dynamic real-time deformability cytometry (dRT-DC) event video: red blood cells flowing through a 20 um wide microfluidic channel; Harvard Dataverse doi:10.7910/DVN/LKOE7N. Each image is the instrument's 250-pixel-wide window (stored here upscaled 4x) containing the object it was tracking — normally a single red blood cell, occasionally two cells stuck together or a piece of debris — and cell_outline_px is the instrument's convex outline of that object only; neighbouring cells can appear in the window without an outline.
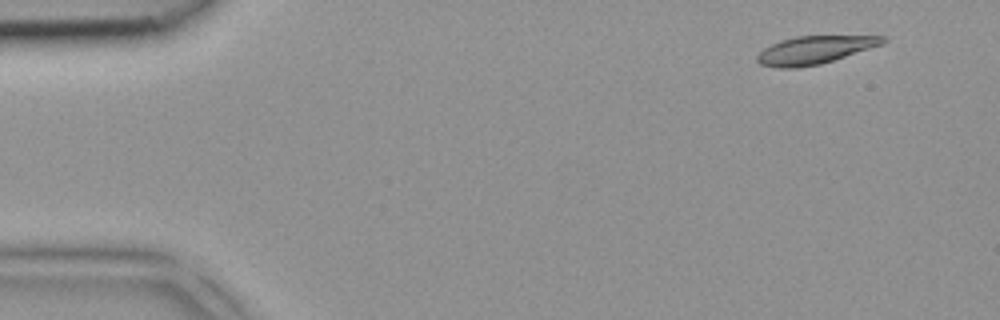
{"species": "common noctule bat (a hibernating species)", "species_latin": "Nyctalus noctula", "temperature_condition": "room temperature", "stored_images_in_passage": 4, "camera_frame_rate_fps": 3000, "um_per_image_px": 0.085, "animal": {"sex": "female", "body_mass_g": 18.4}, "frame": {"image": 1, "passage_image": 1, "time_ms": 0.0, "image_size_px": [1000, 320], "cell_outline_px": [[888, 40], [884, 44], [820, 64], [796, 68], [776, 68], [760, 64], [756, 60], [756, 56], [764, 48], [780, 40], [796, 36], [888, 36]], "centroid_in_image_um": [69.25, 4.25], "position_along_channel_um": 15.8, "area_um2": 20.46}}
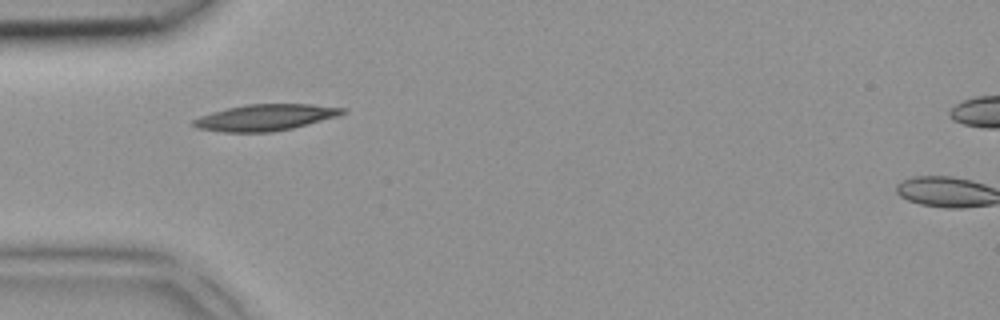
{"frame": {"image": 2, "passage_image": 4, "time_ms": 1.0, "image_size_px": [1000, 320], "cell_outline_px": [[348, 112], [336, 116], [308, 124], [292, 128], [272, 132], [220, 132], [196, 128], [192, 124], [192, 120], [200, 116], [212, 112], [228, 108], [248, 104], [312, 104], [344, 108]], "centroid_in_image_um": [22.53, 9.99], "position_along_channel_um": 62.5, "area_um2": 22.77}}